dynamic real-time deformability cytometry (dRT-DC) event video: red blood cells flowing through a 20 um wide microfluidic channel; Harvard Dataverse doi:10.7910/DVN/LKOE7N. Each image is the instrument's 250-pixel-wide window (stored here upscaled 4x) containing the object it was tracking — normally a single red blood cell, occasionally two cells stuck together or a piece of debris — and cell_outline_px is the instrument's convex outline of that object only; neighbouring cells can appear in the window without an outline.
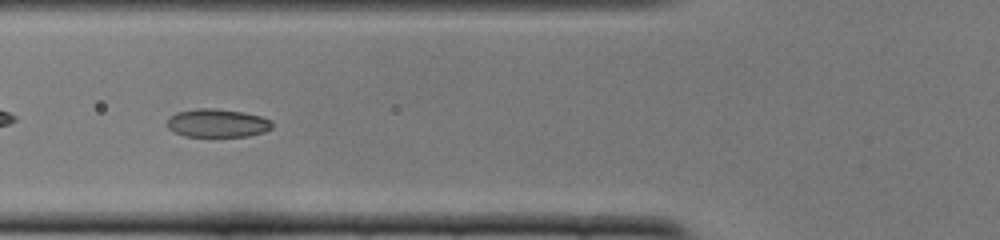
{"species": "common noctule bat (a hibernating species)", "species_latin": "Nyctalus noctula", "temperature_condition": "cold", "stored_images_in_passage": 52, "camera_frame_rate_fps": 3000, "um_per_image_px": 0.085, "animal": {"sex": "female", "body_mass_g": 22.0, "forearm_length_mm": 56.7}, "frame": {"image": 1, "passage_image": 20, "time_ms": 6.333, "image_size_px": [1000, 240], "cell_outline_px": [[272, 128], [264, 132], [248, 136], [184, 136], [168, 128], [168, 120], [176, 112], [196, 108], [216, 108], [244, 112], [260, 116], [272, 120]], "centroid_in_image_um": [18.5, 10.45], "position_along_channel_um": 107.3, "area_um2": 17.28}}
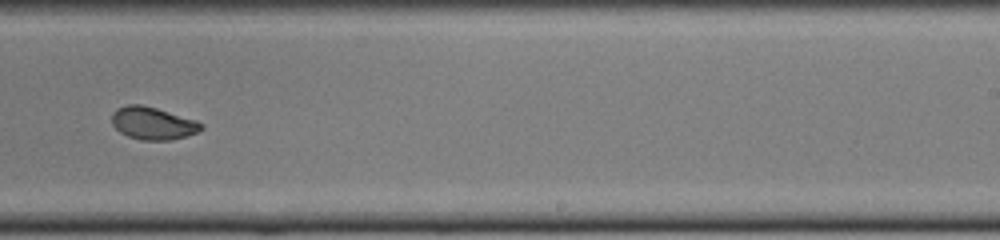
{"frame": {"image": 2, "passage_image": 33, "time_ms": 10.667, "image_size_px": [1000, 240], "cell_outline_px": [[204, 128], [196, 132], [184, 136], [168, 140], [140, 140], [128, 136], [120, 132], [112, 124], [112, 112], [116, 108], [128, 104], [140, 104], [156, 108], [196, 120], [204, 124]], "centroid_in_image_um": [12.97, 10.47], "position_along_channel_um": 276.0, "area_um2": 16.88}}
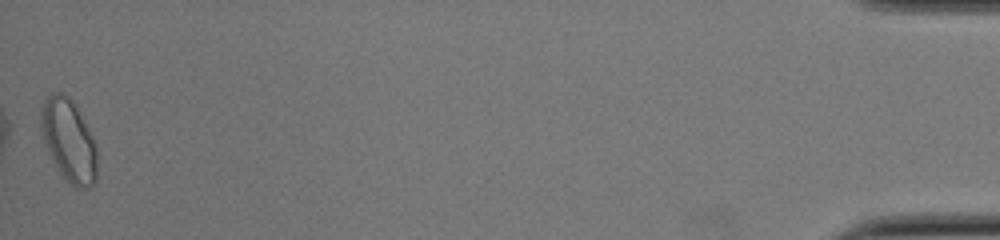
{"frame": {"image": 3, "passage_image": 52, "time_ms": 17.0, "image_size_px": [1000, 240], "cell_outline_px": [[96, 180], [88, 188], [76, 188], [60, 172], [48, 148], [40, 124], [40, 108], [44, 100], [48, 96], [56, 92], [60, 92], [68, 96], [76, 104], [92, 136], [96, 148]], "centroid_in_image_um": [5.86, 11.89], "position_along_channel_um": 429.3, "area_um2": 26.36}, "authors_computed_cell_mechanics": {"area_um2": 18.0914, "velocity_mm_per_s": 3.8994, "shape_relaxation_time_tau1_ms": 3.3107, "shape_relaxation_time_tau2_ms": 1.2482, "deformation_change_tau1": 0.1421, "deformation_change_tau2": 0.0528}}